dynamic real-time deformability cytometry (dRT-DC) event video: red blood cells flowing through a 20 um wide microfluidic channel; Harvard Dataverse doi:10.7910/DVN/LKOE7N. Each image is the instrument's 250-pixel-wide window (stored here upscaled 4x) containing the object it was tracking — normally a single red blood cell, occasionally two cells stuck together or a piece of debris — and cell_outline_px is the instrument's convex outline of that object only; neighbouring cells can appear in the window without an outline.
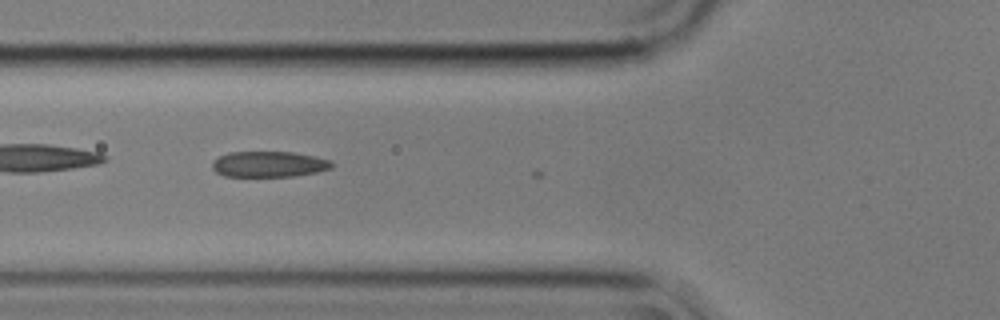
{"species": "common noctule bat (a hibernating species)", "species_latin": "Nyctalus noctula", "temperature_condition": "cold", "stored_images_in_passage": 11, "camera_frame_rate_fps": 3000, "um_per_image_px": 0.085, "animal": {"sex": "male", "body_mass_g": 17.9}, "frame": {"image": 1, "passage_image": 4, "time_ms": 1.0, "image_size_px": [1000, 320], "cell_outline_px": [[336, 164], [332, 168], [316, 172], [292, 176], [224, 176], [216, 172], [212, 168], [212, 160], [228, 152], [292, 152], [332, 160]], "centroid_in_image_um": [22.86, 13.95], "position_along_channel_um": 102.9, "area_um2": 17.98}}
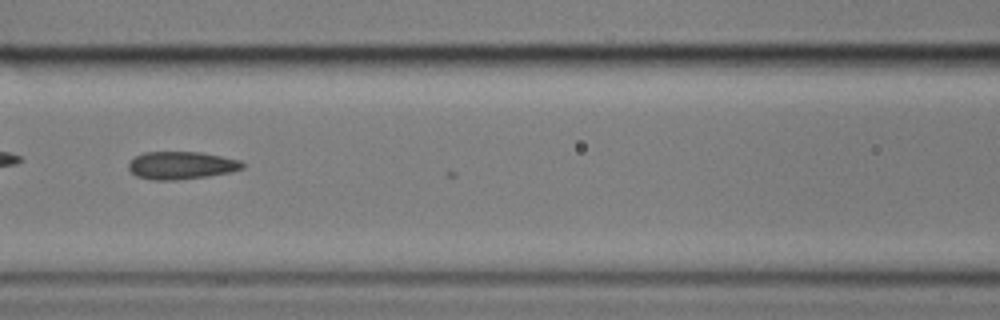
{"frame": {"image": 2, "passage_image": 8, "time_ms": 2.333, "image_size_px": [1000, 320], "cell_outline_px": [[244, 168], [232, 172], [208, 176], [176, 180], [152, 180], [136, 176], [128, 168], [128, 164], [136, 156], [144, 152], [200, 152], [240, 160], [244, 164]], "centroid_in_image_um": [15.42, 14.06], "position_along_channel_um": 151.2, "area_um2": 18.38}}